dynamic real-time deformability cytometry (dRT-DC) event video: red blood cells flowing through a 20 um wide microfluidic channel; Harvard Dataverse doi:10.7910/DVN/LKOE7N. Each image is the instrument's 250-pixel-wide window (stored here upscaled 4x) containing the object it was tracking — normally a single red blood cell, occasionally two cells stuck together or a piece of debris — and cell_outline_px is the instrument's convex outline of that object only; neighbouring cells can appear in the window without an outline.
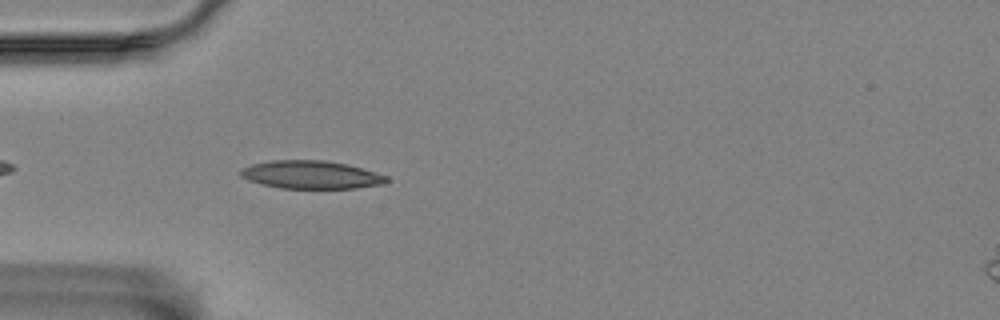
{"species": "Egyptian fruit bat (a non-hibernating species)", "species_latin": "Rousettus aegyptiacus", "temperature_condition": "room temperature", "stored_images_in_passage": 41, "camera_frame_rate_fps": 3000, "um_per_image_px": 0.085, "animal": {"sex": "female"}, "frame": {"image": 1, "passage_image": 5, "time_ms": 1.333, "image_size_px": [1000, 320], "cell_outline_px": [[388, 180], [380, 184], [356, 188], [280, 188], [260, 184], [248, 180], [240, 176], [240, 172], [244, 168], [252, 164], [272, 160], [324, 160], [344, 164], [376, 172], [388, 176]], "centroid_in_image_um": [26.41, 14.85], "position_along_channel_um": 58.6, "area_um2": 23.58}}
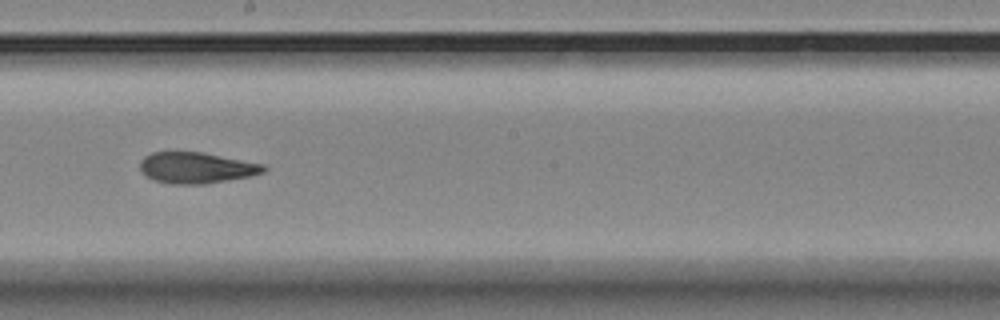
{"frame": {"image": 2, "passage_image": 20, "time_ms": 6.333, "image_size_px": [1000, 320], "cell_outline_px": [[268, 168], [264, 172], [248, 176], [204, 184], [168, 184], [152, 180], [140, 168], [140, 160], [144, 156], [152, 152], [204, 152], [264, 164]], "centroid_in_image_um": [16.68, 14.25], "position_along_channel_um": 231.5, "area_um2": 22.37}}
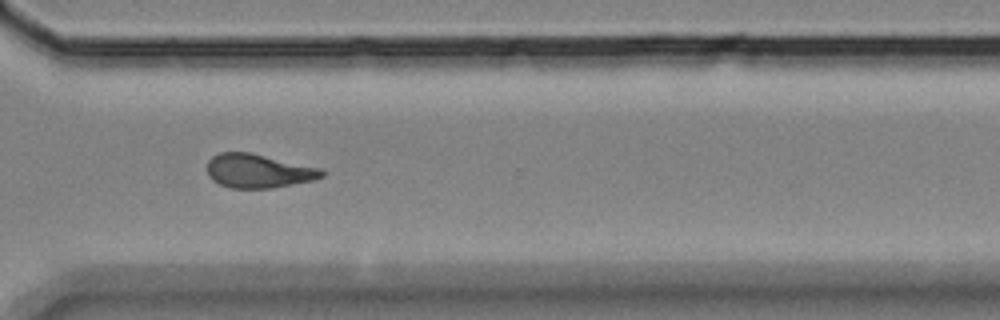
{"frame": {"image": 3, "passage_image": 30, "time_ms": 9.667, "image_size_px": [1000, 320], "cell_outline_px": [[324, 176], [312, 180], [272, 188], [232, 188], [220, 184], [212, 180], [208, 176], [208, 160], [212, 156], [220, 152], [252, 152], [320, 168], [324, 172]], "centroid_in_image_um": [21.94, 14.52], "position_along_channel_um": 348.7, "area_um2": 22.6}, "authors_computed_cell_mechanics": {"area_um2": 21.964, "velocity_mm_per_s": 3.5146, "shape_relaxation_time_tau1_ms": null, "shape_relaxation_time_tau2_ms": 3.7932, "deformation_change_tau1": null, "deformation_change_tau2": 0.115}}